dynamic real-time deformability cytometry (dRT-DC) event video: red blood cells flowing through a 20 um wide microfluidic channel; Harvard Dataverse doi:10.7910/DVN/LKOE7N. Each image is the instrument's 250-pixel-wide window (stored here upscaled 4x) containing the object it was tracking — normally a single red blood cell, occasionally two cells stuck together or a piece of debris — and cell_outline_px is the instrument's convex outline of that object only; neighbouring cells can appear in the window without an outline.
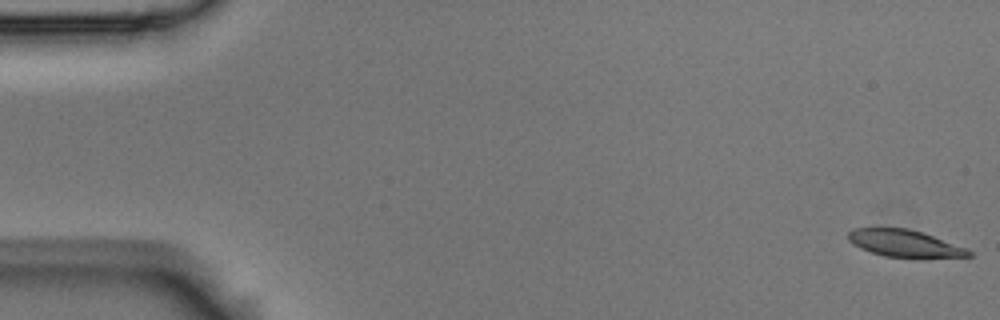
{"species": "Egyptian fruit bat (a non-hibernating species)", "species_latin": "Rousettus aegyptiacus", "temperature_condition": "room temperature", "stored_images_in_passage": 18, "camera_frame_rate_fps": 3000, "um_per_image_px": 0.085, "animal": {"sex": "male"}, "frame": {"image": 1, "passage_image": 1, "time_ms": 0.0, "image_size_px": [1000, 320], "cell_outline_px": [[972, 256], [920, 260], [916, 260], [884, 256], [860, 248], [852, 244], [848, 240], [848, 232], [852, 228], [908, 228], [924, 232], [968, 248], [972, 252]], "centroid_in_image_um": [76.97, 20.73], "position_along_channel_um": 8.0, "area_um2": 20.0}}
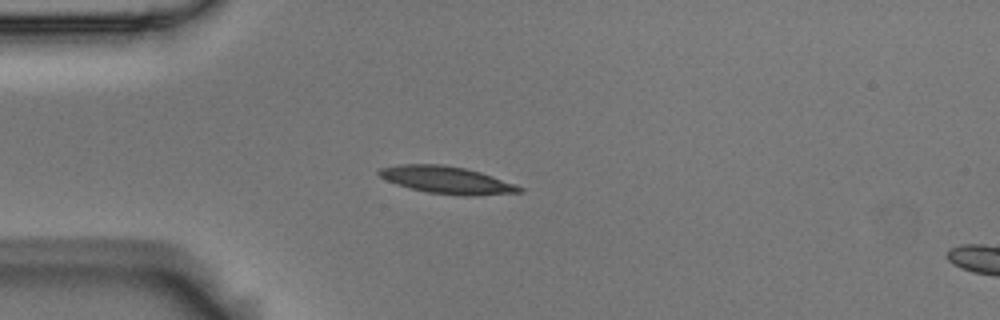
{"frame": {"image": 2, "passage_image": 15, "time_ms": 4.667, "image_size_px": [1000, 320], "cell_outline_px": [[524, 192], [476, 196], [460, 196], [428, 192], [396, 184], [380, 176], [376, 172], [380, 168], [400, 164], [444, 164], [464, 168], [480, 172], [516, 184], [524, 188]], "centroid_in_image_um": [38.03, 15.3], "position_along_channel_um": 47.0, "area_um2": 22.37}}